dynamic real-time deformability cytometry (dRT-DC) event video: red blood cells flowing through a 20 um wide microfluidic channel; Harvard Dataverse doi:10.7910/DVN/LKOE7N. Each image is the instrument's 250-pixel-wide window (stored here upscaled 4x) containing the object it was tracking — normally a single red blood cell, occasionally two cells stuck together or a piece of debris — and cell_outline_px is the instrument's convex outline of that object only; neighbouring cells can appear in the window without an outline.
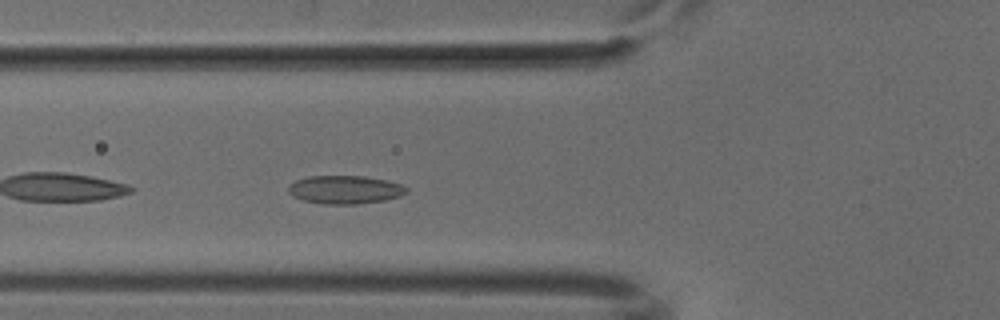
{"species": "common noctule bat (a hibernating species)", "species_latin": "Nyctalus noctula", "temperature_condition": "cold", "stored_images_in_passage": 38, "camera_frame_rate_fps": 3000, "um_per_image_px": 0.085, "animal": {"sex": "male", "body_mass_g": 18.8}, "frame": {"image": 1, "passage_image": 4, "time_ms": 1.0, "image_size_px": [1000, 320], "cell_outline_px": [[408, 192], [400, 196], [384, 200], [356, 204], [324, 204], [304, 200], [292, 196], [288, 192], [288, 184], [296, 180], [308, 176], [364, 176], [388, 180], [400, 184], [408, 188]], "centroid_in_image_um": [29.32, 16.11], "position_along_channel_um": 96.5, "area_um2": 19.54}}
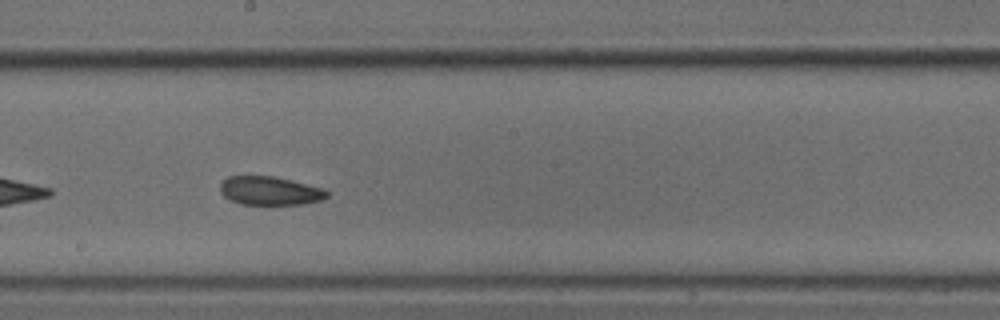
{"frame": {"image": 2, "passage_image": 14, "time_ms": 4.333, "image_size_px": [1000, 320], "cell_outline_px": [[328, 196], [320, 200], [304, 204], [240, 204], [224, 196], [220, 192], [220, 184], [228, 176], [272, 176], [324, 188], [328, 192]], "centroid_in_image_um": [22.93, 16.21], "position_along_channel_um": 225.3, "area_um2": 17.63}}
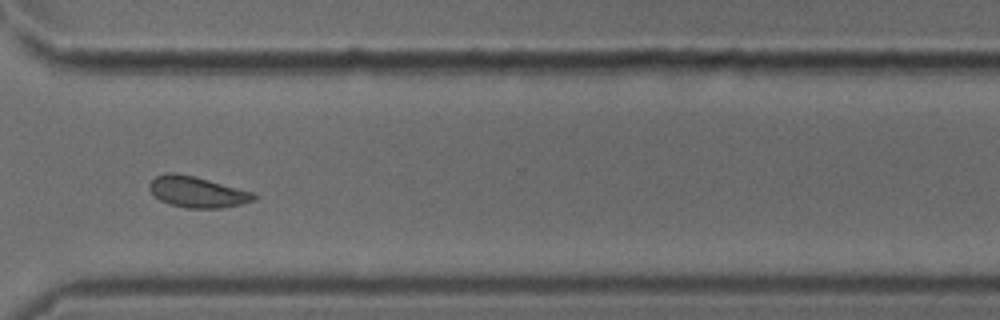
{"frame": {"image": 3, "passage_image": 24, "time_ms": 7.667, "image_size_px": [1000, 320], "cell_outline_px": [[256, 200], [240, 204], [220, 208], [188, 208], [168, 204], [160, 200], [148, 188], [148, 184], [156, 176], [168, 172], [176, 172], [196, 176], [252, 192], [256, 196]], "centroid_in_image_um": [16.73, 16.31], "position_along_channel_um": 353.9, "area_um2": 18.84}}